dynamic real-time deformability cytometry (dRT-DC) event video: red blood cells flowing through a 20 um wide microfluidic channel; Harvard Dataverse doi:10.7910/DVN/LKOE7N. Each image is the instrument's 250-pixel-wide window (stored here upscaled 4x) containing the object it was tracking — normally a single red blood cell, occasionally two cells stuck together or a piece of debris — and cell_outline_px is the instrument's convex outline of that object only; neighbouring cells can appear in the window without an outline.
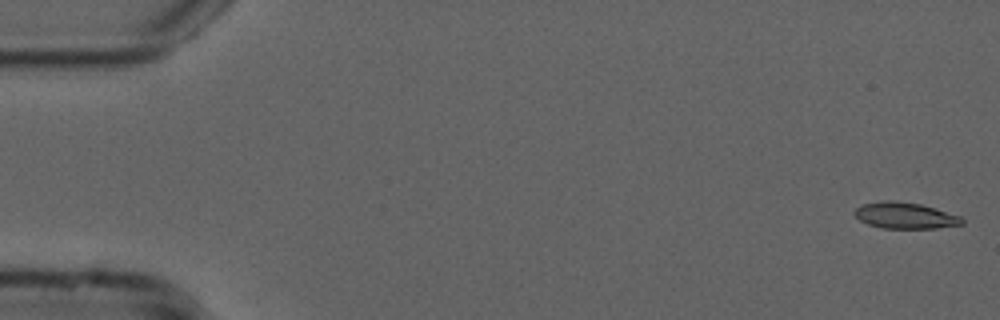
{"species": "common noctule bat (a hibernating species)", "species_latin": "Nyctalus noctula", "temperature_condition": "cold", "stored_images_in_passage": 54, "camera_frame_rate_fps": 3000, "um_per_image_px": 0.085, "animal": {"sex": "male", "forearm_length_mm": 52.5}, "frame": {"image": 1, "passage_image": 1, "time_ms": 0.0, "image_size_px": [1000, 320], "cell_outline_px": [[964, 224], [936, 228], [884, 228], [868, 224], [860, 220], [852, 212], [856, 208], [864, 204], [884, 200], [892, 200], [920, 204], [936, 208], [960, 216], [964, 220]], "centroid_in_image_um": [76.94, 18.32], "position_along_channel_um": 8.1, "area_um2": 16.36}}
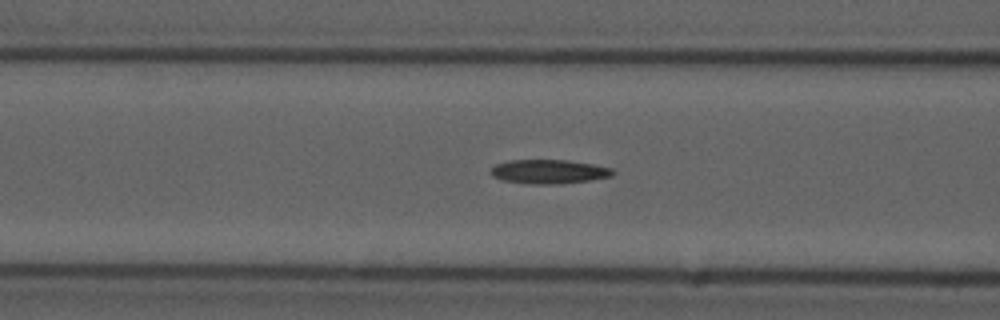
{"frame": {"image": 2, "passage_image": 21, "time_ms": 6.667, "image_size_px": [1000, 320], "cell_outline_px": [[616, 172], [612, 176], [592, 180], [560, 184], [528, 184], [500, 180], [492, 176], [488, 172], [496, 164], [508, 160], [568, 160], [592, 164], [612, 168]], "centroid_in_image_um": [46.64, 14.59], "position_along_channel_um": 120.0, "area_um2": 17.4}}
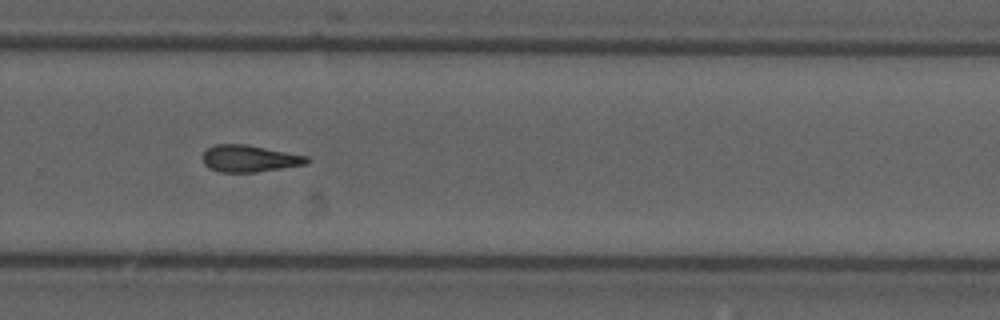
{"frame": {"image": 3, "passage_image": 36, "time_ms": 11.667, "image_size_px": [1000, 320], "cell_outline_px": [[308, 164], [256, 172], [220, 172], [208, 168], [204, 164], [204, 152], [208, 148], [216, 144], [244, 144], [308, 156]], "centroid_in_image_um": [21.2, 13.48], "position_along_channel_um": 308.6, "area_um2": 16.13}}